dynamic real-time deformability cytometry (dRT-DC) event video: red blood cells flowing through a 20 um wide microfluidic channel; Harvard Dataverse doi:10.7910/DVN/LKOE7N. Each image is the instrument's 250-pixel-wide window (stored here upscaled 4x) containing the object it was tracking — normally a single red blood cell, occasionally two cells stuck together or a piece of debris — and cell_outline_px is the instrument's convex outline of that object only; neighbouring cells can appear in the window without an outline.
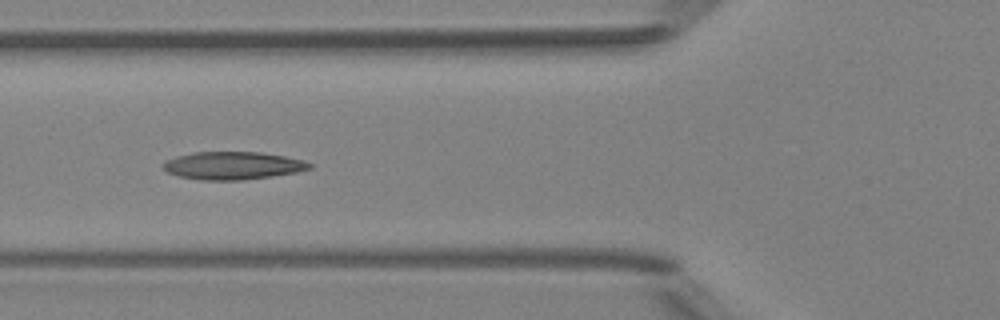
{"species": "Egyptian fruit bat (a non-hibernating species)", "species_latin": "Rousettus aegyptiacus", "temperature_condition": "room temperature", "stored_images_in_passage": 4, "camera_frame_rate_fps": 3000, "um_per_image_px": 0.085, "animal": {"sex": "female"}, "frame": {"image": 1, "passage_image": 4, "time_ms": 3.333, "image_size_px": [1000, 320], "cell_outline_px": [[312, 168], [296, 172], [272, 176], [244, 180], [200, 180], [180, 176], [168, 172], [164, 168], [164, 160], [176, 156], [192, 152], [260, 152], [284, 156], [304, 160], [312, 164]], "centroid_in_image_um": [19.79, 14.07], "position_along_channel_um": 106.0, "area_um2": 23.7}}